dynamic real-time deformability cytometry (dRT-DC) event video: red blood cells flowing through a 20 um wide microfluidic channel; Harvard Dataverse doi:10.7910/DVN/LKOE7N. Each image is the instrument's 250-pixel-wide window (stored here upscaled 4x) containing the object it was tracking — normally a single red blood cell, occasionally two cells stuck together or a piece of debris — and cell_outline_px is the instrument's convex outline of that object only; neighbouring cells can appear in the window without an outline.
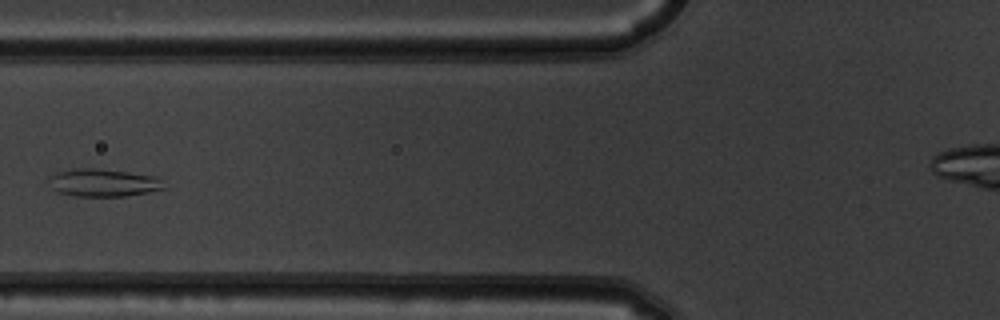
{"species": "common noctule bat (a hibernating species)", "species_latin": "Nyctalus noctula", "temperature_condition": "warm", "stored_images_in_passage": 10, "camera_frame_rate_fps": 3000, "um_per_image_px": 0.085, "animal": {"sex": "male", "body_mass_g": 19.5, "forearm_length_mm": 54.6}, "frame": {"image": 1, "passage_image": 6, "time_ms": 1.667, "image_size_px": [1000, 320], "cell_outline_px": [[168, 188], [148, 192], [124, 196], [76, 196], [56, 192], [52, 188], [52, 176], [56, 172], [72, 168], [92, 168], [128, 172], [152, 176], [160, 180]], "centroid_in_image_um": [8.79, 15.53], "position_along_channel_um": 117.0, "area_um2": 18.32}}
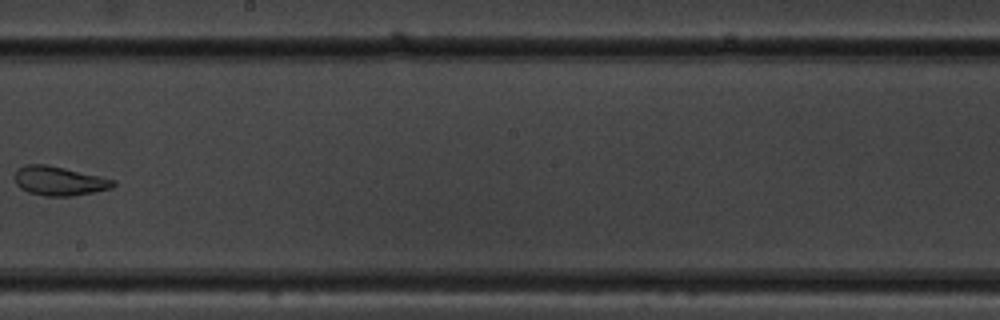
{"frame": {"image": 2, "passage_image": 9, "time_ms": 2.667, "image_size_px": [1000, 320], "cell_outline_px": [[116, 184], [112, 188], [72, 196], [44, 196], [28, 192], [20, 188], [16, 184], [16, 168], [24, 164], [48, 164], [100, 176], [116, 180]], "centroid_in_image_um": [5.02, 15.37], "position_along_channel_um": 243.2, "area_um2": 16.82}}